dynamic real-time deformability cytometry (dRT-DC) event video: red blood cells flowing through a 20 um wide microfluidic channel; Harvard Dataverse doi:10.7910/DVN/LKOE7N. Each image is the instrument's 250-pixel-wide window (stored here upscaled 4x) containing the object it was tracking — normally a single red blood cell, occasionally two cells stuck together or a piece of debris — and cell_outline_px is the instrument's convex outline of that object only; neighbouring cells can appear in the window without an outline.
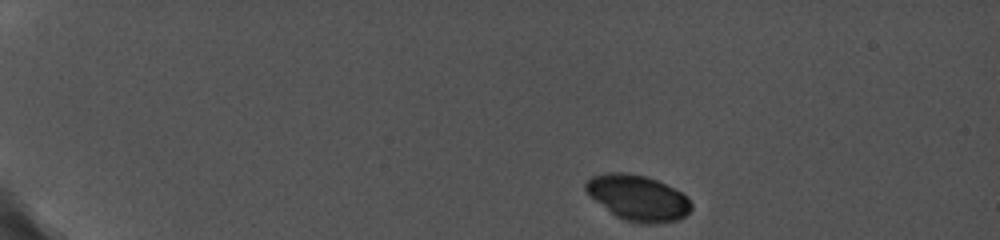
{"species": "common noctule bat (a hibernating species)", "species_latin": "Nyctalus noctula", "temperature_condition": "cold", "stored_images_in_passage": 10, "camera_frame_rate_fps": 5000, "um_per_image_px": 0.085, "animal": {"sex": "female", "body_mass_g": 19.0, "forearm_length_mm": 56.7}, "frame": {"image": 1, "passage_image": 1, "time_ms": 0.0, "image_size_px": [1000, 240], "cell_outline_px": [[692, 208], [680, 220], [652, 224], [640, 224], [624, 220], [616, 216], [596, 200], [584, 188], [584, 184], [592, 176], [608, 172], [624, 172], [644, 176], [656, 180], [688, 196], [692, 204]], "centroid_in_image_um": [54.24, 16.83], "position_along_channel_um": 30.8, "area_um2": 27.8}}
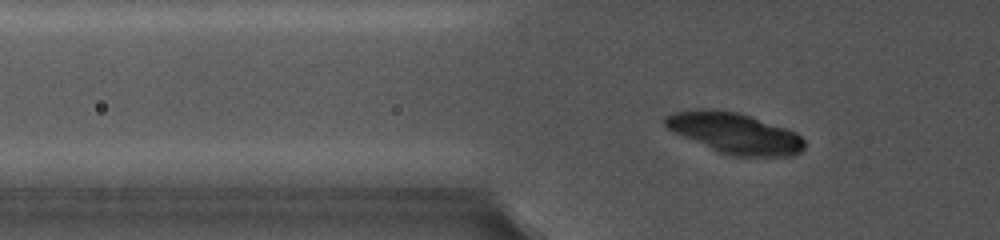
{"frame": {"image": 2, "passage_image": 10, "time_ms": 3.4, "image_size_px": [1000, 240], "cell_outline_px": [[804, 148], [800, 152], [792, 156], [732, 156], [720, 152], [672, 132], [664, 124], [664, 116], [672, 112], [696, 108], [712, 108], [740, 112], [796, 132], [804, 140]], "centroid_in_image_um": [62.41, 11.29], "position_along_channel_um": 63.4, "area_um2": 33.23}}